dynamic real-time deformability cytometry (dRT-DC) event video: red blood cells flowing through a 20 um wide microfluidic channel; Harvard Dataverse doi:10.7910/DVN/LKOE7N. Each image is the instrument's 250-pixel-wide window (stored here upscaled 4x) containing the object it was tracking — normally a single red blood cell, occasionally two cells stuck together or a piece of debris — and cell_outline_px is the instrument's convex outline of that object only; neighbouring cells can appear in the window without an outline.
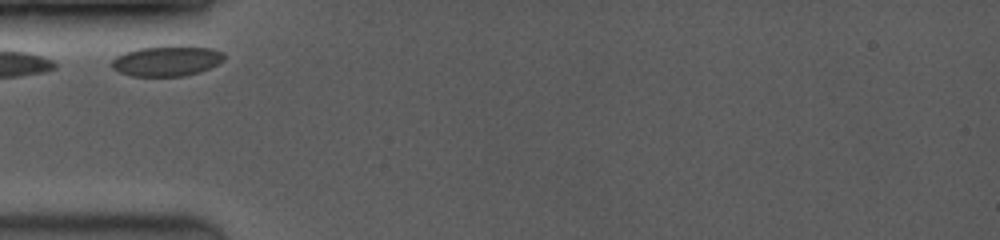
{"species": "common noctule bat (a hibernating species)", "species_latin": "Nyctalus noctula", "temperature_condition": "room temperature", "stored_images_in_passage": 12, "camera_frame_rate_fps": 3500, "um_per_image_px": 0.085, "animal": {"sex": "female", "body_mass_g": 19.0, "forearm_length_mm": 53.3}, "frame": {"image": 1, "passage_image": 1, "time_ms": 0.0, "image_size_px": [1000, 240], "cell_outline_px": [[224, 60], [200, 72], [184, 76], [132, 76], [120, 72], [112, 68], [112, 60], [116, 56], [124, 52], [140, 48], [168, 44], [180, 44], [212, 48], [224, 52]], "centroid_in_image_um": [14.2, 5.14], "position_along_channel_um": 70.8, "area_um2": 20.35}}
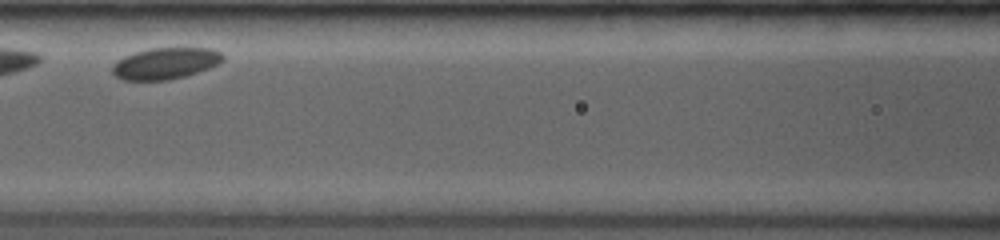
{"frame": {"image": 2, "passage_image": 6, "time_ms": 2.286, "image_size_px": [1000, 240], "cell_outline_px": [[224, 60], [220, 64], [184, 76], [168, 80], [124, 80], [116, 76], [112, 72], [112, 64], [116, 60], [124, 56], [148, 48], [212, 48], [220, 52], [224, 56]], "centroid_in_image_um": [14.06, 5.38], "position_along_channel_um": 152.5, "area_um2": 20.29}}